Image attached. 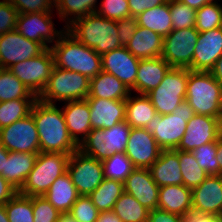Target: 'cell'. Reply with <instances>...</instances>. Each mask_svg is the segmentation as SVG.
Instances as JSON below:
<instances>
[{
  "label": "cell",
  "mask_w": 222,
  "mask_h": 222,
  "mask_svg": "<svg viewBox=\"0 0 222 222\" xmlns=\"http://www.w3.org/2000/svg\"><path fill=\"white\" fill-rule=\"evenodd\" d=\"M56 104L43 103L37 99L31 114L38 131L40 152L72 154L78 145L71 138L65 118Z\"/></svg>",
  "instance_id": "obj_1"
},
{
  "label": "cell",
  "mask_w": 222,
  "mask_h": 222,
  "mask_svg": "<svg viewBox=\"0 0 222 222\" xmlns=\"http://www.w3.org/2000/svg\"><path fill=\"white\" fill-rule=\"evenodd\" d=\"M66 30L83 45L92 48L101 56L122 47L117 21L96 13L77 18L66 27Z\"/></svg>",
  "instance_id": "obj_2"
},
{
  "label": "cell",
  "mask_w": 222,
  "mask_h": 222,
  "mask_svg": "<svg viewBox=\"0 0 222 222\" xmlns=\"http://www.w3.org/2000/svg\"><path fill=\"white\" fill-rule=\"evenodd\" d=\"M50 49L54 56V65L59 69L78 72L90 79L102 71L101 55L83 45L67 30Z\"/></svg>",
  "instance_id": "obj_3"
},
{
  "label": "cell",
  "mask_w": 222,
  "mask_h": 222,
  "mask_svg": "<svg viewBox=\"0 0 222 222\" xmlns=\"http://www.w3.org/2000/svg\"><path fill=\"white\" fill-rule=\"evenodd\" d=\"M185 100L195 114L221 118L222 86L209 71L189 69Z\"/></svg>",
  "instance_id": "obj_4"
},
{
  "label": "cell",
  "mask_w": 222,
  "mask_h": 222,
  "mask_svg": "<svg viewBox=\"0 0 222 222\" xmlns=\"http://www.w3.org/2000/svg\"><path fill=\"white\" fill-rule=\"evenodd\" d=\"M71 154L39 152L33 169L18 191L24 196H43L56 181L67 172Z\"/></svg>",
  "instance_id": "obj_5"
},
{
  "label": "cell",
  "mask_w": 222,
  "mask_h": 222,
  "mask_svg": "<svg viewBox=\"0 0 222 222\" xmlns=\"http://www.w3.org/2000/svg\"><path fill=\"white\" fill-rule=\"evenodd\" d=\"M90 85L91 79L87 76L54 66L38 100L48 104H56L57 101L83 100L90 93Z\"/></svg>",
  "instance_id": "obj_6"
},
{
  "label": "cell",
  "mask_w": 222,
  "mask_h": 222,
  "mask_svg": "<svg viewBox=\"0 0 222 222\" xmlns=\"http://www.w3.org/2000/svg\"><path fill=\"white\" fill-rule=\"evenodd\" d=\"M194 115L192 107L184 100L171 114L157 113L145 129L153 135L162 150L177 149L187 123Z\"/></svg>",
  "instance_id": "obj_7"
},
{
  "label": "cell",
  "mask_w": 222,
  "mask_h": 222,
  "mask_svg": "<svg viewBox=\"0 0 222 222\" xmlns=\"http://www.w3.org/2000/svg\"><path fill=\"white\" fill-rule=\"evenodd\" d=\"M131 127L122 121L109 129H92L79 144L82 153L103 161L115 153H124Z\"/></svg>",
  "instance_id": "obj_8"
},
{
  "label": "cell",
  "mask_w": 222,
  "mask_h": 222,
  "mask_svg": "<svg viewBox=\"0 0 222 222\" xmlns=\"http://www.w3.org/2000/svg\"><path fill=\"white\" fill-rule=\"evenodd\" d=\"M188 76V68L171 67L158 87L147 94L157 113L171 114L185 100Z\"/></svg>",
  "instance_id": "obj_9"
},
{
  "label": "cell",
  "mask_w": 222,
  "mask_h": 222,
  "mask_svg": "<svg viewBox=\"0 0 222 222\" xmlns=\"http://www.w3.org/2000/svg\"><path fill=\"white\" fill-rule=\"evenodd\" d=\"M67 172L79 196H89L104 180L102 161L80 150L70 155Z\"/></svg>",
  "instance_id": "obj_10"
},
{
  "label": "cell",
  "mask_w": 222,
  "mask_h": 222,
  "mask_svg": "<svg viewBox=\"0 0 222 222\" xmlns=\"http://www.w3.org/2000/svg\"><path fill=\"white\" fill-rule=\"evenodd\" d=\"M54 66V56L49 48L40 55L16 63L8 69L38 97L48 83Z\"/></svg>",
  "instance_id": "obj_11"
},
{
  "label": "cell",
  "mask_w": 222,
  "mask_h": 222,
  "mask_svg": "<svg viewBox=\"0 0 222 222\" xmlns=\"http://www.w3.org/2000/svg\"><path fill=\"white\" fill-rule=\"evenodd\" d=\"M198 36L199 31L196 28L172 30L170 34L163 37L161 57L171 67L192 70V58Z\"/></svg>",
  "instance_id": "obj_12"
},
{
  "label": "cell",
  "mask_w": 222,
  "mask_h": 222,
  "mask_svg": "<svg viewBox=\"0 0 222 222\" xmlns=\"http://www.w3.org/2000/svg\"><path fill=\"white\" fill-rule=\"evenodd\" d=\"M53 12H36L19 14L15 30L28 40L40 43L49 49V43H57L66 31V27L57 30L52 21Z\"/></svg>",
  "instance_id": "obj_13"
},
{
  "label": "cell",
  "mask_w": 222,
  "mask_h": 222,
  "mask_svg": "<svg viewBox=\"0 0 222 222\" xmlns=\"http://www.w3.org/2000/svg\"><path fill=\"white\" fill-rule=\"evenodd\" d=\"M0 144L9 152L39 153V137L32 114L0 129Z\"/></svg>",
  "instance_id": "obj_14"
},
{
  "label": "cell",
  "mask_w": 222,
  "mask_h": 222,
  "mask_svg": "<svg viewBox=\"0 0 222 222\" xmlns=\"http://www.w3.org/2000/svg\"><path fill=\"white\" fill-rule=\"evenodd\" d=\"M45 48L28 40L15 29L0 35V68L8 69L16 63L40 55Z\"/></svg>",
  "instance_id": "obj_15"
},
{
  "label": "cell",
  "mask_w": 222,
  "mask_h": 222,
  "mask_svg": "<svg viewBox=\"0 0 222 222\" xmlns=\"http://www.w3.org/2000/svg\"><path fill=\"white\" fill-rule=\"evenodd\" d=\"M222 135L220 118L195 114L187 123L185 134L176 150L192 152Z\"/></svg>",
  "instance_id": "obj_16"
},
{
  "label": "cell",
  "mask_w": 222,
  "mask_h": 222,
  "mask_svg": "<svg viewBox=\"0 0 222 222\" xmlns=\"http://www.w3.org/2000/svg\"><path fill=\"white\" fill-rule=\"evenodd\" d=\"M102 71L118 78L132 93L140 59L132 55L125 46L119 47L101 56Z\"/></svg>",
  "instance_id": "obj_17"
},
{
  "label": "cell",
  "mask_w": 222,
  "mask_h": 222,
  "mask_svg": "<svg viewBox=\"0 0 222 222\" xmlns=\"http://www.w3.org/2000/svg\"><path fill=\"white\" fill-rule=\"evenodd\" d=\"M161 150L145 128H131L125 154L135 168H149L158 159Z\"/></svg>",
  "instance_id": "obj_18"
},
{
  "label": "cell",
  "mask_w": 222,
  "mask_h": 222,
  "mask_svg": "<svg viewBox=\"0 0 222 222\" xmlns=\"http://www.w3.org/2000/svg\"><path fill=\"white\" fill-rule=\"evenodd\" d=\"M222 56V27L199 32L192 58V71H210Z\"/></svg>",
  "instance_id": "obj_19"
},
{
  "label": "cell",
  "mask_w": 222,
  "mask_h": 222,
  "mask_svg": "<svg viewBox=\"0 0 222 222\" xmlns=\"http://www.w3.org/2000/svg\"><path fill=\"white\" fill-rule=\"evenodd\" d=\"M192 210L220 216L222 210V175H208L192 190Z\"/></svg>",
  "instance_id": "obj_20"
},
{
  "label": "cell",
  "mask_w": 222,
  "mask_h": 222,
  "mask_svg": "<svg viewBox=\"0 0 222 222\" xmlns=\"http://www.w3.org/2000/svg\"><path fill=\"white\" fill-rule=\"evenodd\" d=\"M124 191L149 210L157 208L159 186L152 179L149 168H135L123 182Z\"/></svg>",
  "instance_id": "obj_21"
},
{
  "label": "cell",
  "mask_w": 222,
  "mask_h": 222,
  "mask_svg": "<svg viewBox=\"0 0 222 222\" xmlns=\"http://www.w3.org/2000/svg\"><path fill=\"white\" fill-rule=\"evenodd\" d=\"M90 106V122L92 129H109L117 123L125 121V100L102 98H86Z\"/></svg>",
  "instance_id": "obj_22"
},
{
  "label": "cell",
  "mask_w": 222,
  "mask_h": 222,
  "mask_svg": "<svg viewBox=\"0 0 222 222\" xmlns=\"http://www.w3.org/2000/svg\"><path fill=\"white\" fill-rule=\"evenodd\" d=\"M62 112L68 132L73 141L79 144L92 130L90 122V106L86 99L64 102ZM79 135L81 137H79Z\"/></svg>",
  "instance_id": "obj_23"
},
{
  "label": "cell",
  "mask_w": 222,
  "mask_h": 222,
  "mask_svg": "<svg viewBox=\"0 0 222 222\" xmlns=\"http://www.w3.org/2000/svg\"><path fill=\"white\" fill-rule=\"evenodd\" d=\"M171 66L161 56L151 59H140L137 70L135 92L147 95L158 87Z\"/></svg>",
  "instance_id": "obj_24"
},
{
  "label": "cell",
  "mask_w": 222,
  "mask_h": 222,
  "mask_svg": "<svg viewBox=\"0 0 222 222\" xmlns=\"http://www.w3.org/2000/svg\"><path fill=\"white\" fill-rule=\"evenodd\" d=\"M152 179L159 186L182 185L183 178L178 150H161L158 159L149 167Z\"/></svg>",
  "instance_id": "obj_25"
},
{
  "label": "cell",
  "mask_w": 222,
  "mask_h": 222,
  "mask_svg": "<svg viewBox=\"0 0 222 222\" xmlns=\"http://www.w3.org/2000/svg\"><path fill=\"white\" fill-rule=\"evenodd\" d=\"M157 208L183 217L192 210V190L183 184L159 187Z\"/></svg>",
  "instance_id": "obj_26"
},
{
  "label": "cell",
  "mask_w": 222,
  "mask_h": 222,
  "mask_svg": "<svg viewBox=\"0 0 222 222\" xmlns=\"http://www.w3.org/2000/svg\"><path fill=\"white\" fill-rule=\"evenodd\" d=\"M126 48L138 59L157 58L163 52V37L152 30L139 26Z\"/></svg>",
  "instance_id": "obj_27"
},
{
  "label": "cell",
  "mask_w": 222,
  "mask_h": 222,
  "mask_svg": "<svg viewBox=\"0 0 222 222\" xmlns=\"http://www.w3.org/2000/svg\"><path fill=\"white\" fill-rule=\"evenodd\" d=\"M38 153L9 152L5 160L2 177L18 191L33 169Z\"/></svg>",
  "instance_id": "obj_28"
},
{
  "label": "cell",
  "mask_w": 222,
  "mask_h": 222,
  "mask_svg": "<svg viewBox=\"0 0 222 222\" xmlns=\"http://www.w3.org/2000/svg\"><path fill=\"white\" fill-rule=\"evenodd\" d=\"M43 197L62 214L69 213L79 194L66 172L56 179Z\"/></svg>",
  "instance_id": "obj_29"
},
{
  "label": "cell",
  "mask_w": 222,
  "mask_h": 222,
  "mask_svg": "<svg viewBox=\"0 0 222 222\" xmlns=\"http://www.w3.org/2000/svg\"><path fill=\"white\" fill-rule=\"evenodd\" d=\"M131 91L114 75L101 71L91 78L90 93L87 98L126 100Z\"/></svg>",
  "instance_id": "obj_30"
},
{
  "label": "cell",
  "mask_w": 222,
  "mask_h": 222,
  "mask_svg": "<svg viewBox=\"0 0 222 222\" xmlns=\"http://www.w3.org/2000/svg\"><path fill=\"white\" fill-rule=\"evenodd\" d=\"M131 96L130 93L125 100V122L131 128H146L147 124H149L157 114L156 109L147 95L138 94L136 95L137 97Z\"/></svg>",
  "instance_id": "obj_31"
},
{
  "label": "cell",
  "mask_w": 222,
  "mask_h": 222,
  "mask_svg": "<svg viewBox=\"0 0 222 222\" xmlns=\"http://www.w3.org/2000/svg\"><path fill=\"white\" fill-rule=\"evenodd\" d=\"M139 26L152 30L162 37L167 36L173 30L169 8V0L160 6L146 10L137 16Z\"/></svg>",
  "instance_id": "obj_32"
},
{
  "label": "cell",
  "mask_w": 222,
  "mask_h": 222,
  "mask_svg": "<svg viewBox=\"0 0 222 222\" xmlns=\"http://www.w3.org/2000/svg\"><path fill=\"white\" fill-rule=\"evenodd\" d=\"M123 192V182L104 178L89 197L99 212L112 211Z\"/></svg>",
  "instance_id": "obj_33"
},
{
  "label": "cell",
  "mask_w": 222,
  "mask_h": 222,
  "mask_svg": "<svg viewBox=\"0 0 222 222\" xmlns=\"http://www.w3.org/2000/svg\"><path fill=\"white\" fill-rule=\"evenodd\" d=\"M113 211L122 222H147L150 210L124 191L116 201Z\"/></svg>",
  "instance_id": "obj_34"
},
{
  "label": "cell",
  "mask_w": 222,
  "mask_h": 222,
  "mask_svg": "<svg viewBox=\"0 0 222 222\" xmlns=\"http://www.w3.org/2000/svg\"><path fill=\"white\" fill-rule=\"evenodd\" d=\"M96 3L97 0H55V8L60 20L66 21L67 27L77 18L95 13L98 7Z\"/></svg>",
  "instance_id": "obj_35"
},
{
  "label": "cell",
  "mask_w": 222,
  "mask_h": 222,
  "mask_svg": "<svg viewBox=\"0 0 222 222\" xmlns=\"http://www.w3.org/2000/svg\"><path fill=\"white\" fill-rule=\"evenodd\" d=\"M38 99L9 69L0 68V102Z\"/></svg>",
  "instance_id": "obj_36"
},
{
  "label": "cell",
  "mask_w": 222,
  "mask_h": 222,
  "mask_svg": "<svg viewBox=\"0 0 222 222\" xmlns=\"http://www.w3.org/2000/svg\"><path fill=\"white\" fill-rule=\"evenodd\" d=\"M178 160L183 178V185L193 190L208 176L199 166L192 152L178 150Z\"/></svg>",
  "instance_id": "obj_37"
},
{
  "label": "cell",
  "mask_w": 222,
  "mask_h": 222,
  "mask_svg": "<svg viewBox=\"0 0 222 222\" xmlns=\"http://www.w3.org/2000/svg\"><path fill=\"white\" fill-rule=\"evenodd\" d=\"M37 99H15L0 102V129L31 114Z\"/></svg>",
  "instance_id": "obj_38"
},
{
  "label": "cell",
  "mask_w": 222,
  "mask_h": 222,
  "mask_svg": "<svg viewBox=\"0 0 222 222\" xmlns=\"http://www.w3.org/2000/svg\"><path fill=\"white\" fill-rule=\"evenodd\" d=\"M104 178L124 182L135 169L131 160L124 153H115L102 161Z\"/></svg>",
  "instance_id": "obj_39"
},
{
  "label": "cell",
  "mask_w": 222,
  "mask_h": 222,
  "mask_svg": "<svg viewBox=\"0 0 222 222\" xmlns=\"http://www.w3.org/2000/svg\"><path fill=\"white\" fill-rule=\"evenodd\" d=\"M4 206L9 222H34L33 196L17 193Z\"/></svg>",
  "instance_id": "obj_40"
},
{
  "label": "cell",
  "mask_w": 222,
  "mask_h": 222,
  "mask_svg": "<svg viewBox=\"0 0 222 222\" xmlns=\"http://www.w3.org/2000/svg\"><path fill=\"white\" fill-rule=\"evenodd\" d=\"M222 27V6L218 1L203 5L196 10L195 28L199 32Z\"/></svg>",
  "instance_id": "obj_41"
},
{
  "label": "cell",
  "mask_w": 222,
  "mask_h": 222,
  "mask_svg": "<svg viewBox=\"0 0 222 222\" xmlns=\"http://www.w3.org/2000/svg\"><path fill=\"white\" fill-rule=\"evenodd\" d=\"M169 8L173 30L195 28L196 10L194 8L178 0H169Z\"/></svg>",
  "instance_id": "obj_42"
},
{
  "label": "cell",
  "mask_w": 222,
  "mask_h": 222,
  "mask_svg": "<svg viewBox=\"0 0 222 222\" xmlns=\"http://www.w3.org/2000/svg\"><path fill=\"white\" fill-rule=\"evenodd\" d=\"M199 166L208 175H219V163L216 159V142H209L192 151Z\"/></svg>",
  "instance_id": "obj_43"
},
{
  "label": "cell",
  "mask_w": 222,
  "mask_h": 222,
  "mask_svg": "<svg viewBox=\"0 0 222 222\" xmlns=\"http://www.w3.org/2000/svg\"><path fill=\"white\" fill-rule=\"evenodd\" d=\"M69 214L77 222H96L99 211L89 196H79L71 207Z\"/></svg>",
  "instance_id": "obj_44"
},
{
  "label": "cell",
  "mask_w": 222,
  "mask_h": 222,
  "mask_svg": "<svg viewBox=\"0 0 222 222\" xmlns=\"http://www.w3.org/2000/svg\"><path fill=\"white\" fill-rule=\"evenodd\" d=\"M95 13L111 20L123 19L130 16L128 0H103Z\"/></svg>",
  "instance_id": "obj_45"
},
{
  "label": "cell",
  "mask_w": 222,
  "mask_h": 222,
  "mask_svg": "<svg viewBox=\"0 0 222 222\" xmlns=\"http://www.w3.org/2000/svg\"><path fill=\"white\" fill-rule=\"evenodd\" d=\"M61 213L43 196H33L34 222H58Z\"/></svg>",
  "instance_id": "obj_46"
},
{
  "label": "cell",
  "mask_w": 222,
  "mask_h": 222,
  "mask_svg": "<svg viewBox=\"0 0 222 222\" xmlns=\"http://www.w3.org/2000/svg\"><path fill=\"white\" fill-rule=\"evenodd\" d=\"M11 5L19 12L36 13V12H53L55 0H8Z\"/></svg>",
  "instance_id": "obj_47"
},
{
  "label": "cell",
  "mask_w": 222,
  "mask_h": 222,
  "mask_svg": "<svg viewBox=\"0 0 222 222\" xmlns=\"http://www.w3.org/2000/svg\"><path fill=\"white\" fill-rule=\"evenodd\" d=\"M19 12L8 0L0 1V35L16 28Z\"/></svg>",
  "instance_id": "obj_48"
},
{
  "label": "cell",
  "mask_w": 222,
  "mask_h": 222,
  "mask_svg": "<svg viewBox=\"0 0 222 222\" xmlns=\"http://www.w3.org/2000/svg\"><path fill=\"white\" fill-rule=\"evenodd\" d=\"M138 27L136 16L130 15L117 20L118 35L122 46L126 47Z\"/></svg>",
  "instance_id": "obj_49"
},
{
  "label": "cell",
  "mask_w": 222,
  "mask_h": 222,
  "mask_svg": "<svg viewBox=\"0 0 222 222\" xmlns=\"http://www.w3.org/2000/svg\"><path fill=\"white\" fill-rule=\"evenodd\" d=\"M168 0H128L130 15L138 16L140 13L165 4Z\"/></svg>",
  "instance_id": "obj_50"
},
{
  "label": "cell",
  "mask_w": 222,
  "mask_h": 222,
  "mask_svg": "<svg viewBox=\"0 0 222 222\" xmlns=\"http://www.w3.org/2000/svg\"><path fill=\"white\" fill-rule=\"evenodd\" d=\"M183 217L155 208L149 211L147 222H182Z\"/></svg>",
  "instance_id": "obj_51"
},
{
  "label": "cell",
  "mask_w": 222,
  "mask_h": 222,
  "mask_svg": "<svg viewBox=\"0 0 222 222\" xmlns=\"http://www.w3.org/2000/svg\"><path fill=\"white\" fill-rule=\"evenodd\" d=\"M182 222H222V218L217 215L190 210L183 216Z\"/></svg>",
  "instance_id": "obj_52"
},
{
  "label": "cell",
  "mask_w": 222,
  "mask_h": 222,
  "mask_svg": "<svg viewBox=\"0 0 222 222\" xmlns=\"http://www.w3.org/2000/svg\"><path fill=\"white\" fill-rule=\"evenodd\" d=\"M17 193L18 190L0 175V205H5Z\"/></svg>",
  "instance_id": "obj_53"
},
{
  "label": "cell",
  "mask_w": 222,
  "mask_h": 222,
  "mask_svg": "<svg viewBox=\"0 0 222 222\" xmlns=\"http://www.w3.org/2000/svg\"><path fill=\"white\" fill-rule=\"evenodd\" d=\"M96 222H122L114 211L99 212Z\"/></svg>",
  "instance_id": "obj_54"
},
{
  "label": "cell",
  "mask_w": 222,
  "mask_h": 222,
  "mask_svg": "<svg viewBox=\"0 0 222 222\" xmlns=\"http://www.w3.org/2000/svg\"><path fill=\"white\" fill-rule=\"evenodd\" d=\"M209 72L222 86V56L215 62L214 66L210 69Z\"/></svg>",
  "instance_id": "obj_55"
},
{
  "label": "cell",
  "mask_w": 222,
  "mask_h": 222,
  "mask_svg": "<svg viewBox=\"0 0 222 222\" xmlns=\"http://www.w3.org/2000/svg\"><path fill=\"white\" fill-rule=\"evenodd\" d=\"M179 2L186 4L187 6L194 8L195 10H198L203 5L215 2L217 0H178ZM220 1V0H218Z\"/></svg>",
  "instance_id": "obj_56"
},
{
  "label": "cell",
  "mask_w": 222,
  "mask_h": 222,
  "mask_svg": "<svg viewBox=\"0 0 222 222\" xmlns=\"http://www.w3.org/2000/svg\"><path fill=\"white\" fill-rule=\"evenodd\" d=\"M216 159L219 163V175H222V135L216 141Z\"/></svg>",
  "instance_id": "obj_57"
},
{
  "label": "cell",
  "mask_w": 222,
  "mask_h": 222,
  "mask_svg": "<svg viewBox=\"0 0 222 222\" xmlns=\"http://www.w3.org/2000/svg\"><path fill=\"white\" fill-rule=\"evenodd\" d=\"M8 159V151L0 144V175L4 169L5 160Z\"/></svg>",
  "instance_id": "obj_58"
},
{
  "label": "cell",
  "mask_w": 222,
  "mask_h": 222,
  "mask_svg": "<svg viewBox=\"0 0 222 222\" xmlns=\"http://www.w3.org/2000/svg\"><path fill=\"white\" fill-rule=\"evenodd\" d=\"M58 222H77L69 213H62Z\"/></svg>",
  "instance_id": "obj_59"
},
{
  "label": "cell",
  "mask_w": 222,
  "mask_h": 222,
  "mask_svg": "<svg viewBox=\"0 0 222 222\" xmlns=\"http://www.w3.org/2000/svg\"><path fill=\"white\" fill-rule=\"evenodd\" d=\"M0 222H9L4 205H0Z\"/></svg>",
  "instance_id": "obj_60"
},
{
  "label": "cell",
  "mask_w": 222,
  "mask_h": 222,
  "mask_svg": "<svg viewBox=\"0 0 222 222\" xmlns=\"http://www.w3.org/2000/svg\"><path fill=\"white\" fill-rule=\"evenodd\" d=\"M220 123H221V126H222V115H221V118H220Z\"/></svg>",
  "instance_id": "obj_61"
}]
</instances>
